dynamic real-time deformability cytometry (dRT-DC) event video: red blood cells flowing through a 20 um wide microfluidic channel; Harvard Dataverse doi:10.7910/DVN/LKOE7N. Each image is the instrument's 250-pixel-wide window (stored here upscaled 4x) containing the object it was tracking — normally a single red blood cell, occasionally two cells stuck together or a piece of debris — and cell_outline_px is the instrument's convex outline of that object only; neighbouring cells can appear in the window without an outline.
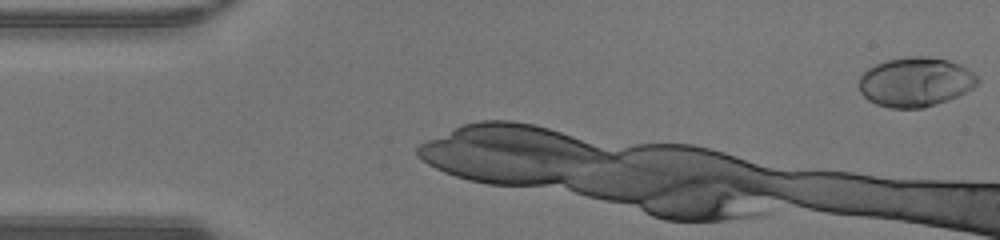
{"species": "human", "species_latin": "Homo sapiens", "temperature_condition": "warm", "stored_images_in_passage": 12, "camera_frame_rate_fps": 3000, "um_per_image_px": 0.085, "donor": {"sex": "male"}, "frame": {"image": 1, "passage_image": 1, "time_ms": 0.0, "image_size_px": [1000, 240], "cell_outline_px": [[980, 80], [972, 88], [948, 100], [924, 108], [892, 108], [876, 104], [868, 100], [860, 92], [860, 76], [868, 68], [876, 64], [888, 60], [912, 56], [928, 56], [948, 60], [960, 64], [968, 68]], "centroid_in_image_um": [77.81, 6.97], "position_along_channel_um": 7.2, "area_um2": 33.99}}